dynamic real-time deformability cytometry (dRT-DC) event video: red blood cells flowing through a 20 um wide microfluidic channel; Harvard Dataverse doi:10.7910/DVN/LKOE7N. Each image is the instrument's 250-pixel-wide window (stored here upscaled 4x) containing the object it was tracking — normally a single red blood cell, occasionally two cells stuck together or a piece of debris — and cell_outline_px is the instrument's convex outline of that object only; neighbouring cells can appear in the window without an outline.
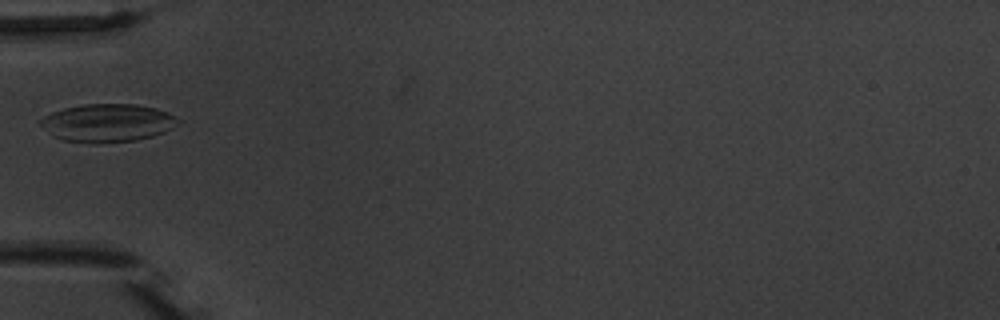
{"species": "common noctule bat (a hibernating species)", "species_latin": "Nyctalus noctula", "temperature_condition": "warm", "stored_images_in_passage": 3, "camera_frame_rate_fps": 3000, "um_per_image_px": 0.085, "animal": {"sex": "male", "body_mass_g": 20.1, "forearm_length_mm": 53.5}, "frame": {"image": 1, "passage_image": 2, "time_ms": 1.333, "image_size_px": [1000, 320], "cell_outline_px": [[184, 120], [180, 124], [164, 132], [152, 136], [136, 140], [100, 144], [92, 144], [64, 140], [52, 136], [40, 124], [40, 120], [44, 116], [52, 112], [64, 108], [84, 104], [136, 104], [156, 108], [168, 112]], "centroid_in_image_um": [9.18, 10.45], "position_along_channel_um": 75.8, "area_um2": 30.92}}